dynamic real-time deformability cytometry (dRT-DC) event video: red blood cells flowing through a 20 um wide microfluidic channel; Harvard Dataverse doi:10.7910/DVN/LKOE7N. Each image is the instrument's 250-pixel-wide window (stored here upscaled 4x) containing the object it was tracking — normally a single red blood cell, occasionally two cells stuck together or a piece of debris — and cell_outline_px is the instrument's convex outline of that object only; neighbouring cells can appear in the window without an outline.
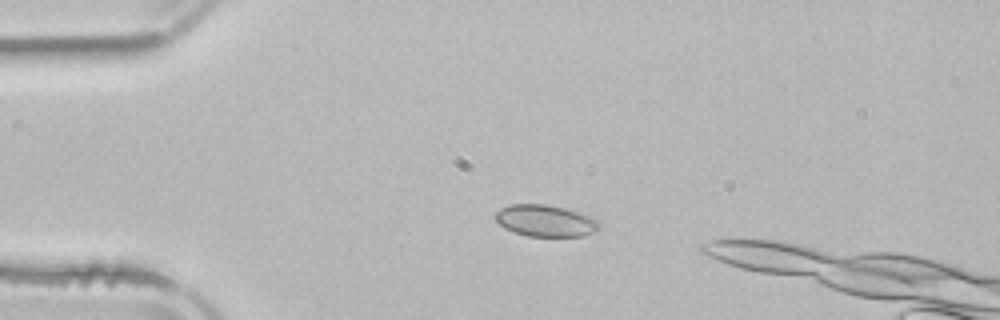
{"species": "common noctule bat (a hibernating species)", "species_latin": "Nyctalus noctula", "temperature_condition": "room temperature", "stored_images_in_passage": 4, "camera_frame_rate_fps": 3000, "um_per_image_px": 0.085, "animal": {"sex": "male", "body_mass_g": 21.5, "forearm_length_mm": 52.0}, "frame": {"image": 1, "passage_image": 2, "time_ms": 1.333, "image_size_px": [1000, 320], "cell_outline_px": [[600, 228], [584, 236], [528, 236], [504, 228], [492, 216], [500, 208], [512, 204], [544, 204], [564, 208], [588, 216], [596, 220], [600, 224]], "centroid_in_image_um": [46.32, 18.76], "position_along_channel_um": 38.7, "area_um2": 18.96}}